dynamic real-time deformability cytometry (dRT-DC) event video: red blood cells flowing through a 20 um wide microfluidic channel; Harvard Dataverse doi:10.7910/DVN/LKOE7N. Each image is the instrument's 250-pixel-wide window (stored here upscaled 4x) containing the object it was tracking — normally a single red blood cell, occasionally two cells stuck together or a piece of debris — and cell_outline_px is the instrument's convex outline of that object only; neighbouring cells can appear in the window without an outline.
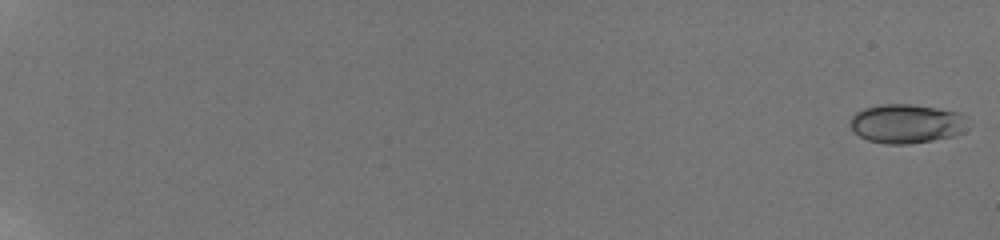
{"species": "human", "species_latin": "Homo sapiens", "temperature_condition": "room temperature", "stored_images_in_passage": 38, "camera_frame_rate_fps": 3000, "um_per_image_px": 0.085, "donor": {"sex": "male"}, "frame": {"image": 1, "passage_image": 2, "time_ms": 0.333, "image_size_px": [1000, 240], "cell_outline_px": [[964, 132], [956, 136], [908, 144], [888, 144], [868, 140], [860, 136], [852, 128], [852, 116], [856, 112], [864, 108], [880, 104], [912, 104], [960, 112], [964, 116]], "centroid_in_image_um": [77.06, 10.51], "position_along_channel_um": 7.9, "area_um2": 26.53}}
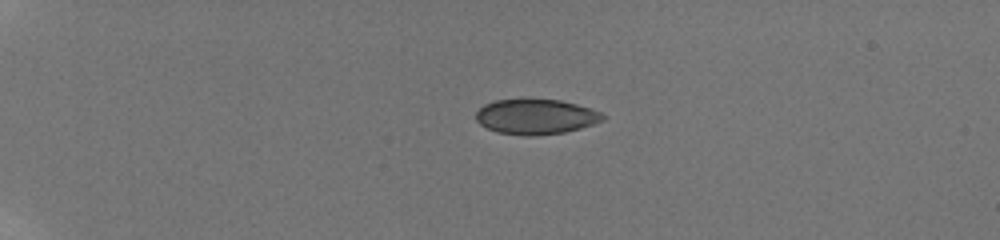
{"frame": {"image": 2, "passage_image": 28, "time_ms": 5.667, "image_size_px": [1000, 240], "cell_outline_px": [[604, 120], [580, 128], [564, 132], [532, 136], [524, 136], [500, 132], [488, 128], [480, 124], [476, 120], [476, 112], [484, 104], [496, 100], [560, 100], [576, 104], [600, 112], [604, 116]], "centroid_in_image_um": [45.53, 9.93], "position_along_channel_um": 39.5, "area_um2": 25.55}}